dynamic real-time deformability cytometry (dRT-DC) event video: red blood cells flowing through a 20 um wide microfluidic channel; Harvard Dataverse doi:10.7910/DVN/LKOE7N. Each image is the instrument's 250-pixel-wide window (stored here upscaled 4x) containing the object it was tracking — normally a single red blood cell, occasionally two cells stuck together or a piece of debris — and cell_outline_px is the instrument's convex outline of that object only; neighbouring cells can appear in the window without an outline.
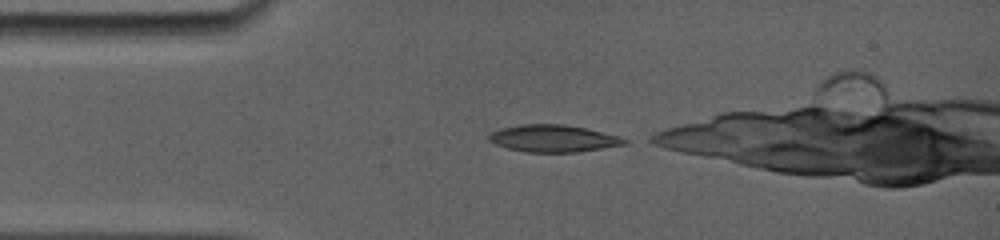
{"species": "common noctule bat (a hibernating species)", "species_latin": "Nyctalus noctula", "temperature_condition": "room temperature", "stored_images_in_passage": 9, "camera_frame_rate_fps": 5000, "um_per_image_px": 0.085, "animal": {"sex": "female", "body_mass_g": 19.0, "forearm_length_mm": 56.7}, "frame": {"image": 1, "passage_image": 1, "time_ms": 0.0, "image_size_px": [1000, 240], "cell_outline_px": [[632, 140], [628, 144], [576, 152], [524, 152], [508, 148], [496, 144], [488, 140], [488, 136], [492, 132], [500, 128], [520, 124], [564, 124], [584, 128], [620, 136]], "centroid_in_image_um": [47.06, 11.77], "position_along_channel_um": 37.9, "area_um2": 21.5}}
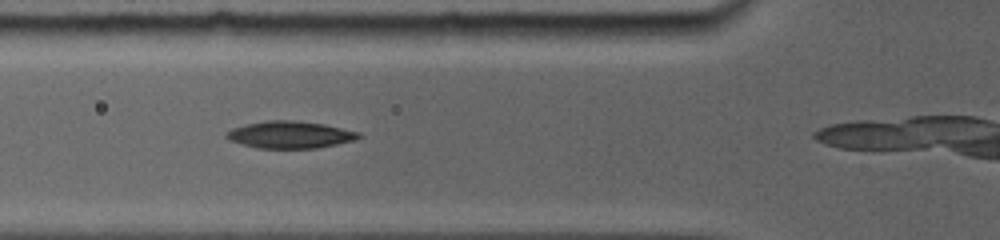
{"frame": {"image": 2, "passage_image": 6, "time_ms": 2.2, "image_size_px": [1000, 240], "cell_outline_px": [[364, 136], [356, 140], [316, 148], [256, 148], [240, 144], [228, 140], [224, 136], [224, 132], [232, 128], [244, 124], [264, 120], [292, 120], [324, 124], [360, 132]], "centroid_in_image_um": [24.61, 11.45], "position_along_channel_um": 101.2, "area_um2": 21.21}}
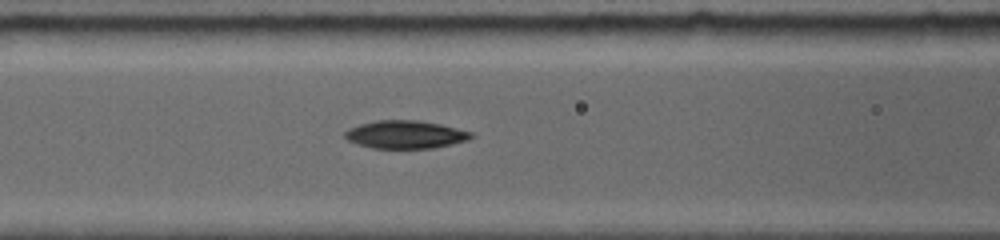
{"frame": {"image": 3, "passage_image": 8, "time_ms": 3.0, "image_size_px": [1000, 240], "cell_outline_px": [[472, 136], [468, 140], [452, 144], [432, 148], [372, 148], [356, 144], [348, 140], [344, 136], [344, 132], [348, 128], [360, 124], [376, 120], [416, 120], [440, 124], [472, 132]], "centroid_in_image_um": [34.42, 11.43], "position_along_channel_um": 132.2, "area_um2": 20.52}}